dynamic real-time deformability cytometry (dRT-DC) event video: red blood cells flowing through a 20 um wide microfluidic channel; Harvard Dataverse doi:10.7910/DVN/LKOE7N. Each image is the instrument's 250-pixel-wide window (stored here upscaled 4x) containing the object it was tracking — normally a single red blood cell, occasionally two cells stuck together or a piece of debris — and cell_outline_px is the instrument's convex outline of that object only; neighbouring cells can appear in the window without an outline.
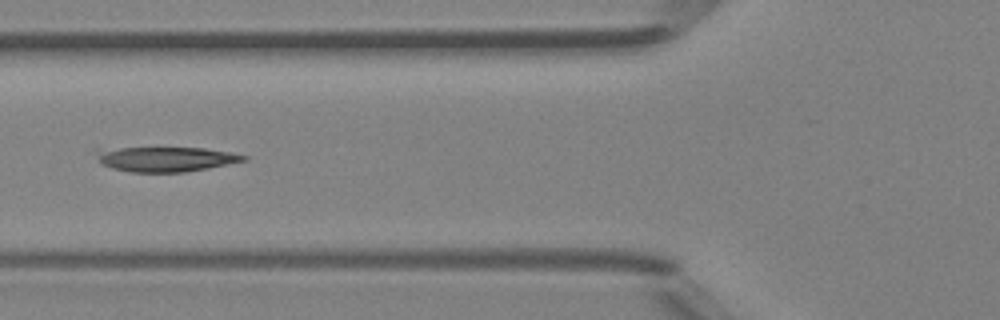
{"species": "Egyptian fruit bat (a non-hibernating species)", "species_latin": "Rousettus aegyptiacus", "temperature_condition": "room temperature", "stored_images_in_passage": 4, "camera_frame_rate_fps": 3000, "um_per_image_px": 0.085, "animal": {"sex": "female"}, "frame": {"image": 1, "passage_image": 4, "time_ms": 4.333, "image_size_px": [1000, 320], "cell_outline_px": [[248, 160], [208, 168], [184, 172], [132, 172], [112, 168], [100, 164], [96, 148], [204, 148], [232, 152], [248, 156]], "centroid_in_image_um": [14.1, 13.52], "position_along_channel_um": 111.7, "area_um2": 21.33}}